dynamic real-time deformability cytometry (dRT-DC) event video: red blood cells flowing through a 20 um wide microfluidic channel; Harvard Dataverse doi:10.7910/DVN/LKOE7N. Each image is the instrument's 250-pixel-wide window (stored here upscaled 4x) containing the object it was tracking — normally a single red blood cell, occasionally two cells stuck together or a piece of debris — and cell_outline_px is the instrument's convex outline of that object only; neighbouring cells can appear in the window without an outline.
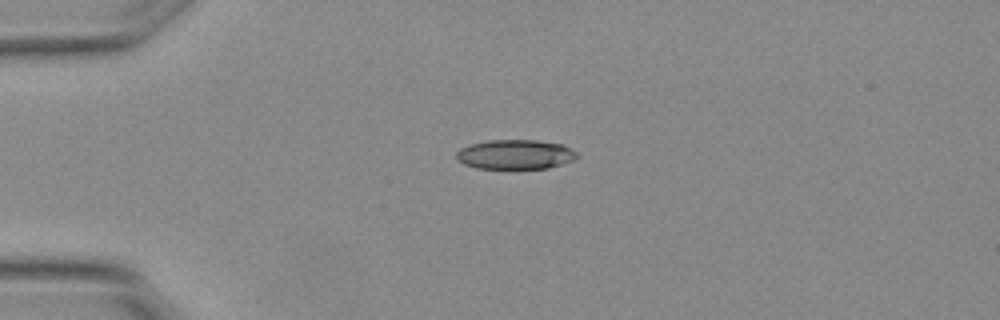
{"species": "Egyptian fruit bat (a non-hibernating species)", "species_latin": "Rousettus aegyptiacus", "temperature_condition": "warm", "stored_images_in_passage": 4, "camera_frame_rate_fps": 3000, "um_per_image_px": 0.085, "animal": {"sex": "female"}, "frame": {"image": 1, "passage_image": 1, "time_ms": 0.0, "image_size_px": [1000, 320], "cell_outline_px": [[576, 156], [572, 160], [548, 168], [476, 168], [464, 164], [456, 156], [456, 152], [460, 148], [472, 144], [488, 140], [536, 140], [564, 144], [572, 148], [576, 152]], "centroid_in_image_um": [43.8, 13.11], "position_along_channel_um": 41.2, "area_um2": 20.58}}
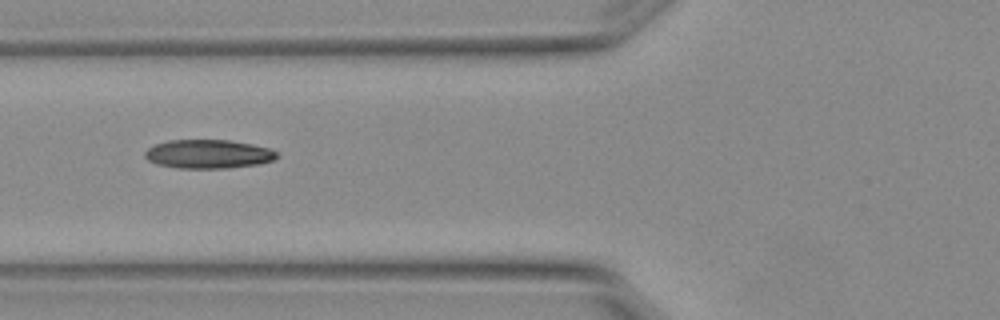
{"frame": {"image": 2, "passage_image": 3, "time_ms": 0.667, "image_size_px": [1000, 320], "cell_outline_px": [[280, 156], [272, 160], [260, 164], [224, 168], [180, 168], [156, 164], [148, 160], [144, 156], [144, 152], [148, 148], [156, 144], [168, 140], [232, 140], [252, 144], [268, 148], [276, 152]], "centroid_in_image_um": [17.7, 13.09], "position_along_channel_um": 108.1, "area_um2": 22.14}}
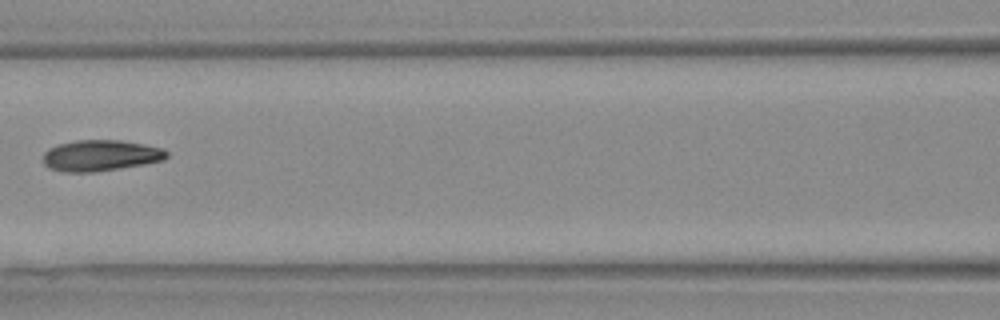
{"frame": {"image": 3, "passage_image": 4, "time_ms": 1.0, "image_size_px": [1000, 320], "cell_outline_px": [[168, 156], [164, 160], [144, 164], [96, 172], [64, 172], [48, 168], [44, 164], [44, 152], [48, 148], [56, 144], [76, 140], [120, 140], [144, 144], [164, 148], [168, 152]], "centroid_in_image_um": [8.54, 13.21], "position_along_channel_um": 158.1, "area_um2": 22.6}}